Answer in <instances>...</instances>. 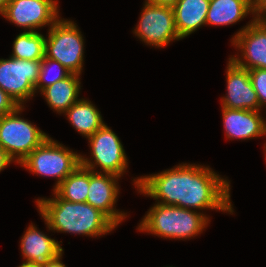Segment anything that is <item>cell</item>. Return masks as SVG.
Instances as JSON below:
<instances>
[{
  "label": "cell",
  "mask_w": 266,
  "mask_h": 267,
  "mask_svg": "<svg viewBox=\"0 0 266 267\" xmlns=\"http://www.w3.org/2000/svg\"><path fill=\"white\" fill-rule=\"evenodd\" d=\"M253 14L252 19L260 22L266 16V0H252Z\"/></svg>",
  "instance_id": "25"
},
{
  "label": "cell",
  "mask_w": 266,
  "mask_h": 267,
  "mask_svg": "<svg viewBox=\"0 0 266 267\" xmlns=\"http://www.w3.org/2000/svg\"><path fill=\"white\" fill-rule=\"evenodd\" d=\"M121 177L111 173H95L89 169V190L86 202L105 213L117 226L126 220L127 213L116 209Z\"/></svg>",
  "instance_id": "12"
},
{
  "label": "cell",
  "mask_w": 266,
  "mask_h": 267,
  "mask_svg": "<svg viewBox=\"0 0 266 267\" xmlns=\"http://www.w3.org/2000/svg\"><path fill=\"white\" fill-rule=\"evenodd\" d=\"M178 0H145L144 4L173 7Z\"/></svg>",
  "instance_id": "28"
},
{
  "label": "cell",
  "mask_w": 266,
  "mask_h": 267,
  "mask_svg": "<svg viewBox=\"0 0 266 267\" xmlns=\"http://www.w3.org/2000/svg\"><path fill=\"white\" fill-rule=\"evenodd\" d=\"M138 193L157 203L192 210L234 214L230 180L210 166L181 163L159 173L132 178Z\"/></svg>",
  "instance_id": "1"
},
{
  "label": "cell",
  "mask_w": 266,
  "mask_h": 267,
  "mask_svg": "<svg viewBox=\"0 0 266 267\" xmlns=\"http://www.w3.org/2000/svg\"><path fill=\"white\" fill-rule=\"evenodd\" d=\"M10 57L22 60H42L45 57V36L40 32L23 31L13 41Z\"/></svg>",
  "instance_id": "21"
},
{
  "label": "cell",
  "mask_w": 266,
  "mask_h": 267,
  "mask_svg": "<svg viewBox=\"0 0 266 267\" xmlns=\"http://www.w3.org/2000/svg\"><path fill=\"white\" fill-rule=\"evenodd\" d=\"M70 74L71 72L58 61L44 57L41 60L40 73L35 85L36 93L41 92L44 88L56 83L57 81L65 79Z\"/></svg>",
  "instance_id": "22"
},
{
  "label": "cell",
  "mask_w": 266,
  "mask_h": 267,
  "mask_svg": "<svg viewBox=\"0 0 266 267\" xmlns=\"http://www.w3.org/2000/svg\"><path fill=\"white\" fill-rule=\"evenodd\" d=\"M52 194V198L38 197L35 201L48 231L98 238L117 228L105 213L87 202H70L54 191Z\"/></svg>",
  "instance_id": "2"
},
{
  "label": "cell",
  "mask_w": 266,
  "mask_h": 267,
  "mask_svg": "<svg viewBox=\"0 0 266 267\" xmlns=\"http://www.w3.org/2000/svg\"><path fill=\"white\" fill-rule=\"evenodd\" d=\"M63 253L64 251L54 259L40 263L39 267H66V265L62 262Z\"/></svg>",
  "instance_id": "26"
},
{
  "label": "cell",
  "mask_w": 266,
  "mask_h": 267,
  "mask_svg": "<svg viewBox=\"0 0 266 267\" xmlns=\"http://www.w3.org/2000/svg\"><path fill=\"white\" fill-rule=\"evenodd\" d=\"M264 154H265V159H266V143H264Z\"/></svg>",
  "instance_id": "32"
},
{
  "label": "cell",
  "mask_w": 266,
  "mask_h": 267,
  "mask_svg": "<svg viewBox=\"0 0 266 267\" xmlns=\"http://www.w3.org/2000/svg\"><path fill=\"white\" fill-rule=\"evenodd\" d=\"M260 23L266 28V16L260 21Z\"/></svg>",
  "instance_id": "31"
},
{
  "label": "cell",
  "mask_w": 266,
  "mask_h": 267,
  "mask_svg": "<svg viewBox=\"0 0 266 267\" xmlns=\"http://www.w3.org/2000/svg\"><path fill=\"white\" fill-rule=\"evenodd\" d=\"M249 14H253L252 0H210L206 25H233Z\"/></svg>",
  "instance_id": "18"
},
{
  "label": "cell",
  "mask_w": 266,
  "mask_h": 267,
  "mask_svg": "<svg viewBox=\"0 0 266 267\" xmlns=\"http://www.w3.org/2000/svg\"><path fill=\"white\" fill-rule=\"evenodd\" d=\"M80 164L81 154L48 137L20 163V167L32 174L54 177L57 180L54 190Z\"/></svg>",
  "instance_id": "4"
},
{
  "label": "cell",
  "mask_w": 266,
  "mask_h": 267,
  "mask_svg": "<svg viewBox=\"0 0 266 267\" xmlns=\"http://www.w3.org/2000/svg\"><path fill=\"white\" fill-rule=\"evenodd\" d=\"M252 86L257 93L260 108H266V69L248 70Z\"/></svg>",
  "instance_id": "23"
},
{
  "label": "cell",
  "mask_w": 266,
  "mask_h": 267,
  "mask_svg": "<svg viewBox=\"0 0 266 267\" xmlns=\"http://www.w3.org/2000/svg\"><path fill=\"white\" fill-rule=\"evenodd\" d=\"M41 60L0 58V88L19 106H24L36 95ZM25 103V104H24Z\"/></svg>",
  "instance_id": "8"
},
{
  "label": "cell",
  "mask_w": 266,
  "mask_h": 267,
  "mask_svg": "<svg viewBox=\"0 0 266 267\" xmlns=\"http://www.w3.org/2000/svg\"><path fill=\"white\" fill-rule=\"evenodd\" d=\"M19 105L0 88V117L14 112Z\"/></svg>",
  "instance_id": "24"
},
{
  "label": "cell",
  "mask_w": 266,
  "mask_h": 267,
  "mask_svg": "<svg viewBox=\"0 0 266 267\" xmlns=\"http://www.w3.org/2000/svg\"><path fill=\"white\" fill-rule=\"evenodd\" d=\"M210 0H178L173 6L176 31L186 38L206 25Z\"/></svg>",
  "instance_id": "16"
},
{
  "label": "cell",
  "mask_w": 266,
  "mask_h": 267,
  "mask_svg": "<svg viewBox=\"0 0 266 267\" xmlns=\"http://www.w3.org/2000/svg\"><path fill=\"white\" fill-rule=\"evenodd\" d=\"M203 212L156 202L136 229L165 239L189 240L203 233L211 222Z\"/></svg>",
  "instance_id": "3"
},
{
  "label": "cell",
  "mask_w": 266,
  "mask_h": 267,
  "mask_svg": "<svg viewBox=\"0 0 266 267\" xmlns=\"http://www.w3.org/2000/svg\"><path fill=\"white\" fill-rule=\"evenodd\" d=\"M223 128L229 140H249L265 137L266 118L261 111L221 107Z\"/></svg>",
  "instance_id": "14"
},
{
  "label": "cell",
  "mask_w": 266,
  "mask_h": 267,
  "mask_svg": "<svg viewBox=\"0 0 266 267\" xmlns=\"http://www.w3.org/2000/svg\"><path fill=\"white\" fill-rule=\"evenodd\" d=\"M18 267H39V265H37V264L22 263Z\"/></svg>",
  "instance_id": "30"
},
{
  "label": "cell",
  "mask_w": 266,
  "mask_h": 267,
  "mask_svg": "<svg viewBox=\"0 0 266 267\" xmlns=\"http://www.w3.org/2000/svg\"><path fill=\"white\" fill-rule=\"evenodd\" d=\"M14 161L7 155L6 151L0 147V172L6 169Z\"/></svg>",
  "instance_id": "27"
},
{
  "label": "cell",
  "mask_w": 266,
  "mask_h": 267,
  "mask_svg": "<svg viewBox=\"0 0 266 267\" xmlns=\"http://www.w3.org/2000/svg\"><path fill=\"white\" fill-rule=\"evenodd\" d=\"M142 8L133 30L141 42L160 49L182 40L176 31L173 7L143 4Z\"/></svg>",
  "instance_id": "9"
},
{
  "label": "cell",
  "mask_w": 266,
  "mask_h": 267,
  "mask_svg": "<svg viewBox=\"0 0 266 267\" xmlns=\"http://www.w3.org/2000/svg\"><path fill=\"white\" fill-rule=\"evenodd\" d=\"M230 42L235 50L240 51L229 57L239 67L266 69V28L263 24L251 19L232 36Z\"/></svg>",
  "instance_id": "11"
},
{
  "label": "cell",
  "mask_w": 266,
  "mask_h": 267,
  "mask_svg": "<svg viewBox=\"0 0 266 267\" xmlns=\"http://www.w3.org/2000/svg\"><path fill=\"white\" fill-rule=\"evenodd\" d=\"M91 158L81 154V165L95 173H111L122 177L128 170V158L116 133L105 123L87 138ZM100 167V171L96 170Z\"/></svg>",
  "instance_id": "7"
},
{
  "label": "cell",
  "mask_w": 266,
  "mask_h": 267,
  "mask_svg": "<svg viewBox=\"0 0 266 267\" xmlns=\"http://www.w3.org/2000/svg\"><path fill=\"white\" fill-rule=\"evenodd\" d=\"M63 115L72 127L83 137L88 138L105 123L99 109L89 100L80 98Z\"/></svg>",
  "instance_id": "19"
},
{
  "label": "cell",
  "mask_w": 266,
  "mask_h": 267,
  "mask_svg": "<svg viewBox=\"0 0 266 267\" xmlns=\"http://www.w3.org/2000/svg\"><path fill=\"white\" fill-rule=\"evenodd\" d=\"M81 75L71 73L63 80L44 88L40 94L45 98L50 109L59 115L64 114L80 98Z\"/></svg>",
  "instance_id": "17"
},
{
  "label": "cell",
  "mask_w": 266,
  "mask_h": 267,
  "mask_svg": "<svg viewBox=\"0 0 266 267\" xmlns=\"http://www.w3.org/2000/svg\"><path fill=\"white\" fill-rule=\"evenodd\" d=\"M58 0H10L3 18L23 31L48 29L61 17Z\"/></svg>",
  "instance_id": "10"
},
{
  "label": "cell",
  "mask_w": 266,
  "mask_h": 267,
  "mask_svg": "<svg viewBox=\"0 0 266 267\" xmlns=\"http://www.w3.org/2000/svg\"><path fill=\"white\" fill-rule=\"evenodd\" d=\"M10 0H0V15L3 16Z\"/></svg>",
  "instance_id": "29"
},
{
  "label": "cell",
  "mask_w": 266,
  "mask_h": 267,
  "mask_svg": "<svg viewBox=\"0 0 266 267\" xmlns=\"http://www.w3.org/2000/svg\"><path fill=\"white\" fill-rule=\"evenodd\" d=\"M25 106L0 117V147L18 165L48 137L47 133L20 117Z\"/></svg>",
  "instance_id": "6"
},
{
  "label": "cell",
  "mask_w": 266,
  "mask_h": 267,
  "mask_svg": "<svg viewBox=\"0 0 266 267\" xmlns=\"http://www.w3.org/2000/svg\"><path fill=\"white\" fill-rule=\"evenodd\" d=\"M88 190L89 169L80 164L52 191L70 202H86Z\"/></svg>",
  "instance_id": "20"
},
{
  "label": "cell",
  "mask_w": 266,
  "mask_h": 267,
  "mask_svg": "<svg viewBox=\"0 0 266 267\" xmlns=\"http://www.w3.org/2000/svg\"><path fill=\"white\" fill-rule=\"evenodd\" d=\"M78 25L59 18L45 36V57L58 61L71 73L82 74L85 40Z\"/></svg>",
  "instance_id": "5"
},
{
  "label": "cell",
  "mask_w": 266,
  "mask_h": 267,
  "mask_svg": "<svg viewBox=\"0 0 266 267\" xmlns=\"http://www.w3.org/2000/svg\"><path fill=\"white\" fill-rule=\"evenodd\" d=\"M62 241L47 236L34 224H30L20 239L23 263L37 264L57 257L64 251Z\"/></svg>",
  "instance_id": "15"
},
{
  "label": "cell",
  "mask_w": 266,
  "mask_h": 267,
  "mask_svg": "<svg viewBox=\"0 0 266 267\" xmlns=\"http://www.w3.org/2000/svg\"><path fill=\"white\" fill-rule=\"evenodd\" d=\"M226 66V96L221 98V107L261 111L257 93L255 92L249 71L239 67L228 58Z\"/></svg>",
  "instance_id": "13"
}]
</instances>
